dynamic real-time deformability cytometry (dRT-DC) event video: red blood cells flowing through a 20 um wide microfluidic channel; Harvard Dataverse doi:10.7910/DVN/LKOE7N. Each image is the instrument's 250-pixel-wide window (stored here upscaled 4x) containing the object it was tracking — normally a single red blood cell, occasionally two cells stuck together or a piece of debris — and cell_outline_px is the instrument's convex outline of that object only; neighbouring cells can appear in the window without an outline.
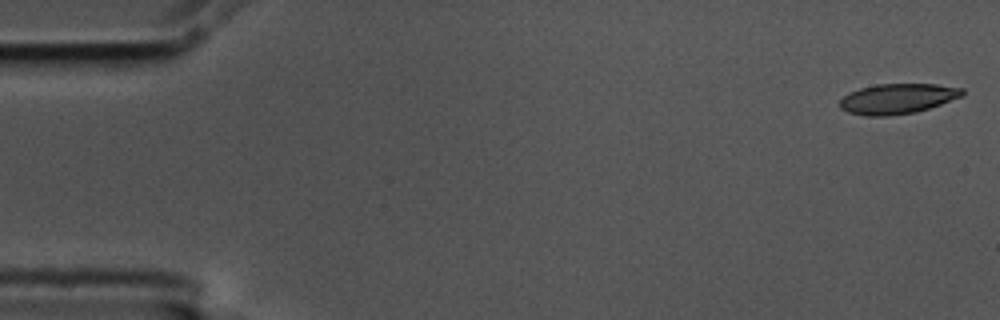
{"species": "common noctule bat (a hibernating species)", "species_latin": "Nyctalus noctula", "temperature_condition": "cold", "stored_images_in_passage": 2, "camera_frame_rate_fps": 3000, "um_per_image_px": 0.085, "animal": {"sex": "male", "body_mass_g": 17.5, "forearm_length_mm": 52.3}, "frame": {"image": 1, "passage_image": 1, "time_ms": 0.0, "image_size_px": [1000, 320], "cell_outline_px": [[964, 96], [916, 112], [888, 116], [864, 116], [848, 112], [840, 108], [840, 100], [848, 92], [860, 88], [876, 84], [936, 84], [964, 88]], "centroid_in_image_um": [76.29, 8.39], "position_along_channel_um": 8.7, "area_um2": 21.68}}